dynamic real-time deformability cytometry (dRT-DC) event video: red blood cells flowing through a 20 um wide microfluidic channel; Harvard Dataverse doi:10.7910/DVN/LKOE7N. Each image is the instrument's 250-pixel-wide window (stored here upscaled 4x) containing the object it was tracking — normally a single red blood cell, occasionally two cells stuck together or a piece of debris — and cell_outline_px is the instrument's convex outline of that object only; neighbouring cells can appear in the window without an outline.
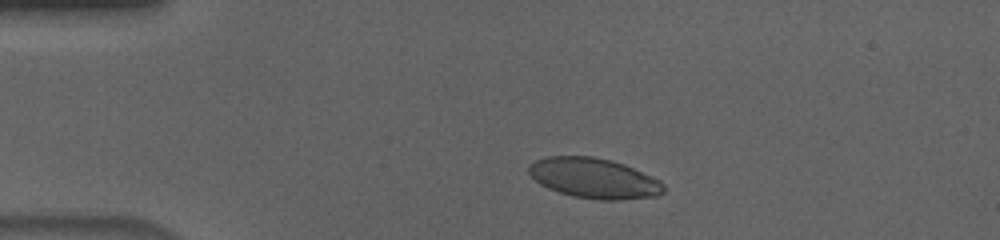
{"species": "human", "species_latin": "Homo sapiens", "temperature_condition": "cold", "stored_images_in_passage": 45, "camera_frame_rate_fps": 3000, "um_per_image_px": 0.085, "donor": {"sex": "male"}, "frame": {"image": 1, "passage_image": 1, "time_ms": 0.0, "image_size_px": [1000, 240], "cell_outline_px": [[664, 192], [656, 196], [620, 200], [600, 200], [572, 196], [548, 188], [540, 184], [528, 172], [528, 164], [536, 160], [548, 156], [592, 156], [612, 160], [624, 164], [660, 180], [664, 184]], "centroid_in_image_um": [50.49, 15.14], "position_along_channel_um": 34.5, "area_um2": 31.62}}
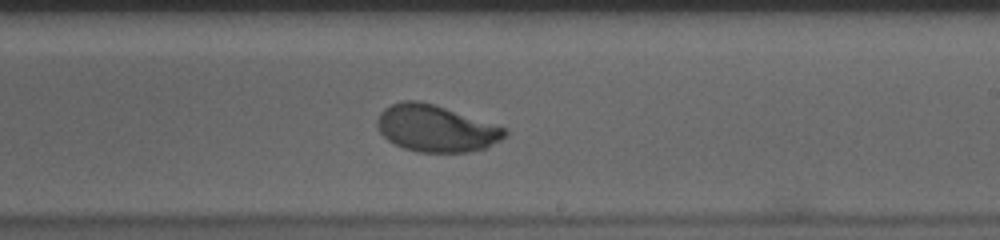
{"frame": {"image": 2, "passage_image": 23, "time_ms": 7.333, "image_size_px": [1000, 240], "cell_outline_px": [[508, 132], [500, 140], [484, 148], [472, 152], [416, 152], [404, 148], [388, 140], [380, 132], [376, 124], [376, 120], [380, 112], [384, 108], [400, 100], [420, 100], [504, 128]], "centroid_in_image_um": [36.98, 10.92], "position_along_channel_um": 252.0, "area_um2": 34.28}}
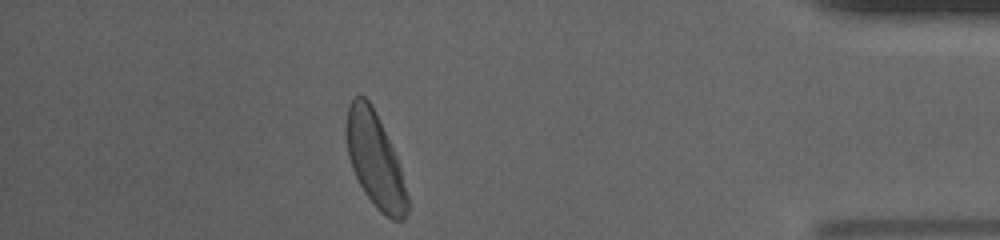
{"frame": {"image": 3, "passage_image": 39, "time_ms": 12.667, "image_size_px": [1000, 240], "cell_outline_px": [[408, 212], [404, 220], [392, 220], [380, 212], [376, 208], [364, 192], [352, 168], [348, 156], [344, 128], [348, 104], [356, 96], [364, 96], [372, 104], [376, 112], [396, 156], [400, 168], [408, 196]], "centroid_in_image_um": [31.86, 13.6], "position_along_channel_um": 403.3, "area_um2": 33.7}, "authors_computed_cell_mechanics": {"area_um2": 34.0442, "velocity_mm_per_s": 3.6141, "shape_relaxation_time_tau1_ms": 2.8257, "shape_relaxation_time_tau2_ms": null, "deformation_change_tau1": 0.1424, "deformation_change_tau2": null}}